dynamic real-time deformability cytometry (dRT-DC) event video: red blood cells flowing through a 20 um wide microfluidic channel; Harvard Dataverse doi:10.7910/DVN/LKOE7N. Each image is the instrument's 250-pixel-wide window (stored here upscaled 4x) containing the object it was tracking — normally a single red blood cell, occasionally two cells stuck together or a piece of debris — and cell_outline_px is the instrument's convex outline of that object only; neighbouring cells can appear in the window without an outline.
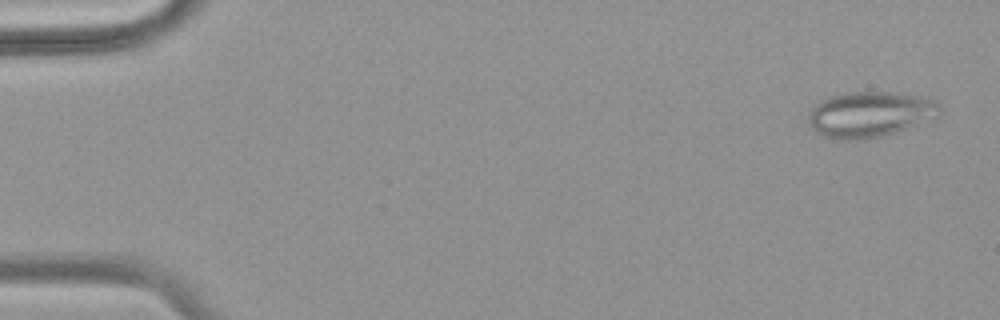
{"species": "common noctule bat (a hibernating species)", "species_latin": "Nyctalus noctula", "temperature_condition": "warm", "stored_images_in_passage": 54, "camera_frame_rate_fps": 3000, "um_per_image_px": 0.085, "animal": {"sex": "female", "body_mass_g": 18.4}, "frame": {"image": 1, "passage_image": 2, "time_ms": 0.333, "image_size_px": [1000, 320], "cell_outline_px": [[940, 116], [880, 136], [860, 140], [836, 140], [824, 136], [816, 132], [812, 128], [808, 120], [808, 112], [820, 100], [828, 96], [848, 92], [892, 92], [920, 96], [936, 100], [940, 104]], "centroid_in_image_um": [73.91, 9.71], "position_along_channel_um": 11.1, "area_um2": 34.91}}
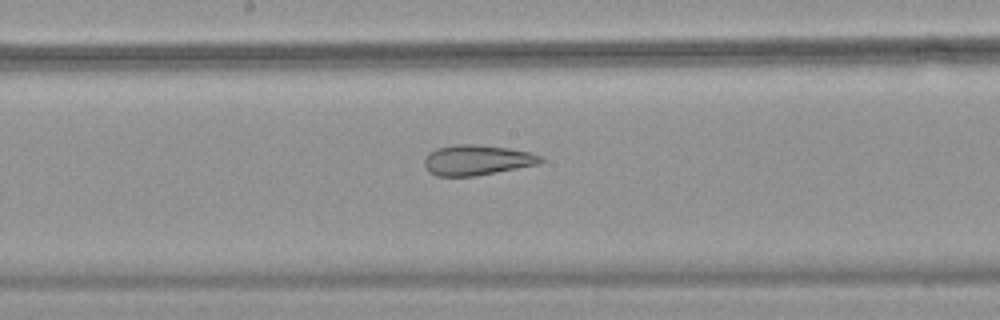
{"frame": {"image": 2, "passage_image": 29, "time_ms": 9.333, "image_size_px": [1000, 320], "cell_outline_px": [[544, 160], [540, 164], [476, 176], [436, 176], [428, 172], [424, 164], [424, 160], [428, 152], [436, 148], [456, 144], [472, 144], [508, 148], [532, 152], [544, 156]], "centroid_in_image_um": [40.56, 13.61], "position_along_channel_um": 207.6, "area_um2": 20.81}}
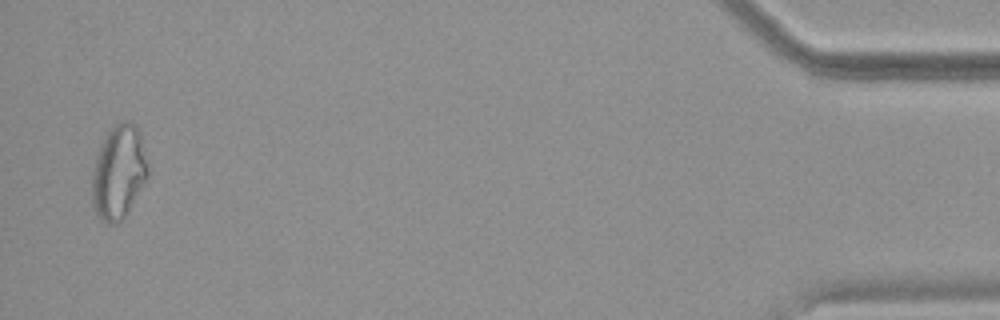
{"frame": {"image": 3, "passage_image": 53, "time_ms": 17.333, "image_size_px": [1000, 320], "cell_outline_px": [[148, 176], [144, 184], [128, 212], [116, 224], [108, 224], [100, 220], [92, 204], [92, 172], [96, 156], [104, 136], [116, 124], [124, 120], [128, 120], [136, 124], [140, 132], [148, 164]], "centroid_in_image_um": [10.09, 14.63], "position_along_channel_um": 425.1, "area_um2": 30.75}, "authors_computed_cell_mechanics": {"area_um2": 27.1949, "velocity_mm_per_s": 3.7265, "shape_relaxation_time_tau1_ms": null, "shape_relaxation_time_tau2_ms": 2.6104, "deformation_change_tau1": null, "deformation_change_tau2": 0.1237}}